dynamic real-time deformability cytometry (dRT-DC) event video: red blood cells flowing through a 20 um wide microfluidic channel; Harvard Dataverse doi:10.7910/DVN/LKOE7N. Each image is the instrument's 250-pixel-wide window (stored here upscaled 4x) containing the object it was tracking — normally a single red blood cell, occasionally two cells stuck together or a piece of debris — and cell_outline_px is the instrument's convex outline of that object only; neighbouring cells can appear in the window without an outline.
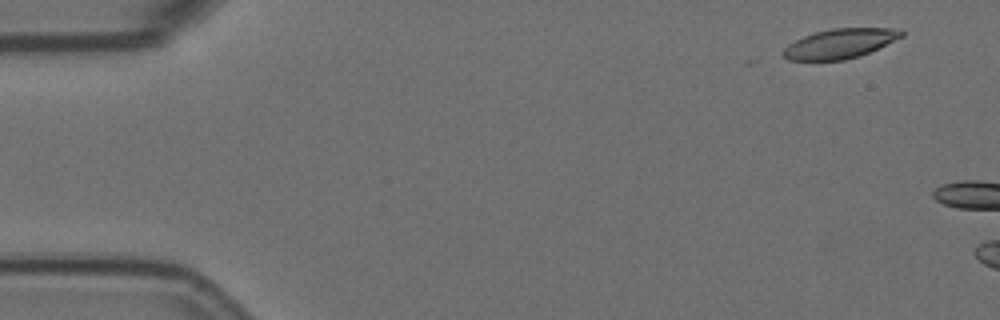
{"species": "Egyptian fruit bat (a non-hibernating species)", "species_latin": "Rousettus aegyptiacus", "temperature_condition": "room temperature", "stored_images_in_passage": 6, "camera_frame_rate_fps": 3000, "um_per_image_px": 0.085, "animal": {"sex": "female"}, "frame": {"image": 1, "passage_image": 1, "time_ms": 0.0, "image_size_px": [1000, 320], "cell_outline_px": [[904, 36], [868, 52], [844, 60], [788, 60], [780, 52], [788, 44], [804, 36], [816, 32], [832, 28], [900, 28], [904, 32]], "centroid_in_image_um": [71.39, 3.69], "position_along_channel_um": 13.6, "area_um2": 20.23}}